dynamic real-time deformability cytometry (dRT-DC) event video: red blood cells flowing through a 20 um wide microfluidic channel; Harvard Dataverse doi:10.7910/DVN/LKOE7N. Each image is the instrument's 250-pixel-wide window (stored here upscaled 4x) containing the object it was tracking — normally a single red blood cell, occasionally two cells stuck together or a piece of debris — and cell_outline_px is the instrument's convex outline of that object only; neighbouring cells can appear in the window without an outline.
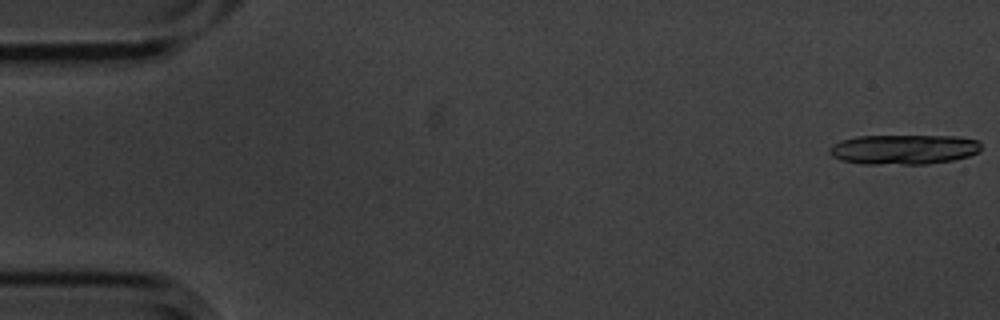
{"species": "common noctule bat (a hibernating species)", "species_latin": "Nyctalus noctula", "temperature_condition": "cold", "stored_images_in_passage": 5, "camera_frame_rate_fps": 3000, "um_per_image_px": 0.085, "animal": {"sex": "male", "body_mass_g": 20.1, "forearm_length_mm": 53.5}, "frame": {"image": 1, "passage_image": 1, "time_ms": 0.0, "image_size_px": [1000, 320], "cell_outline_px": [[980, 152], [968, 156], [952, 160], [928, 164], [864, 164], [840, 160], [832, 156], [828, 152], [828, 148], [832, 144], [840, 140], [856, 136], [956, 136], [980, 140]], "centroid_in_image_um": [76.79, 12.7], "position_along_channel_um": 8.2, "area_um2": 26.65}}